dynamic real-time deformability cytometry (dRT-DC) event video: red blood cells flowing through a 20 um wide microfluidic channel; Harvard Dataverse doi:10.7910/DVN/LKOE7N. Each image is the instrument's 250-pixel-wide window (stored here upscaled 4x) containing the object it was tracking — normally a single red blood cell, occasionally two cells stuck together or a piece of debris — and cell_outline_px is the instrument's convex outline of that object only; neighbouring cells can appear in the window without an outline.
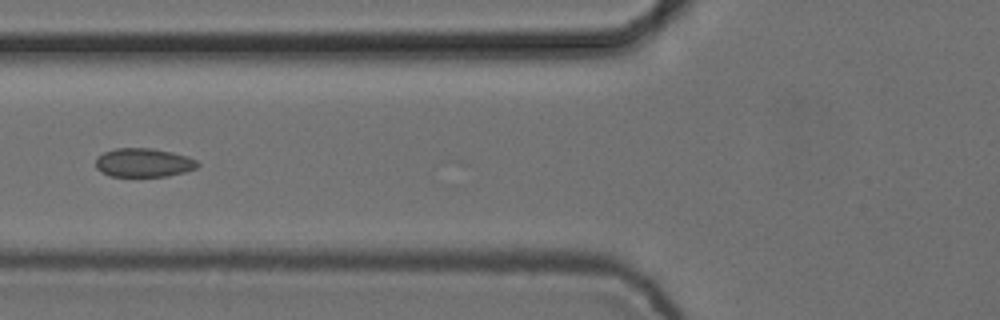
{"species": "common noctule bat (a hibernating species)", "species_latin": "Nyctalus noctula", "temperature_condition": "cold", "stored_images_in_passage": 9, "camera_frame_rate_fps": 3000, "um_per_image_px": 0.085, "animal": {"sex": "female", "body_mass_g": 24.6, "forearm_length_mm": 56.2}, "frame": {"image": 1, "passage_image": 6, "time_ms": 1.667, "image_size_px": [1000, 320], "cell_outline_px": [[200, 164], [196, 168], [184, 172], [168, 176], [112, 176], [100, 172], [96, 168], [96, 160], [104, 152], [116, 148], [152, 148], [172, 152], [188, 156], [196, 160]], "centroid_in_image_um": [12.22, 13.82], "position_along_channel_um": 113.6, "area_um2": 17.05}}
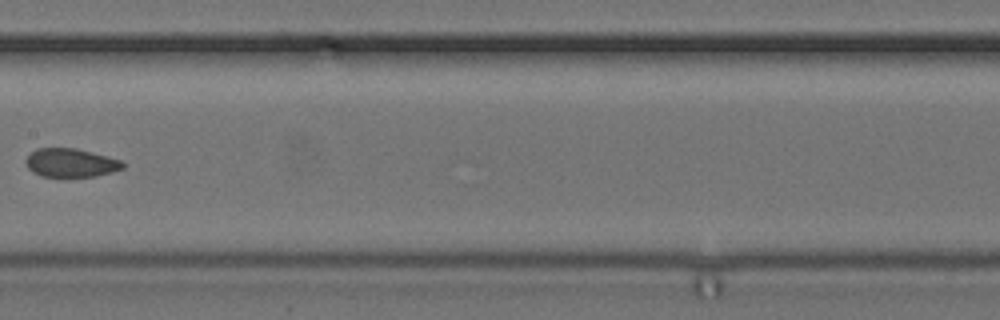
{"frame": {"image": 2, "passage_image": 8, "time_ms": 2.333, "image_size_px": [1000, 320], "cell_outline_px": [[124, 168], [112, 172], [96, 176], [40, 176], [32, 172], [28, 168], [24, 160], [36, 148], [76, 148], [92, 152], [120, 160], [124, 164]], "centroid_in_image_um": [5.99, 13.83], "position_along_channel_um": 201.4, "area_um2": 16.07}}
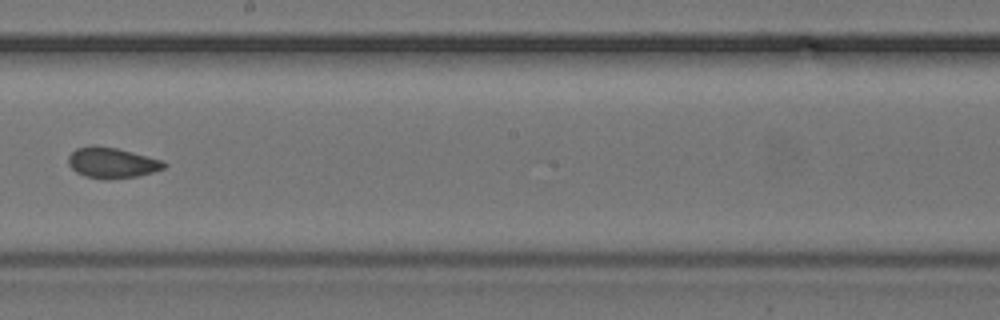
{"frame": {"image": 3, "passage_image": 9, "time_ms": 2.667, "image_size_px": [1000, 320], "cell_outline_px": [[168, 164], [164, 168], [140, 176], [84, 176], [76, 172], [68, 164], [68, 156], [76, 148], [92, 144], [116, 148], [164, 160]], "centroid_in_image_um": [9.52, 13.78], "position_along_channel_um": 238.7, "area_um2": 16.53}}